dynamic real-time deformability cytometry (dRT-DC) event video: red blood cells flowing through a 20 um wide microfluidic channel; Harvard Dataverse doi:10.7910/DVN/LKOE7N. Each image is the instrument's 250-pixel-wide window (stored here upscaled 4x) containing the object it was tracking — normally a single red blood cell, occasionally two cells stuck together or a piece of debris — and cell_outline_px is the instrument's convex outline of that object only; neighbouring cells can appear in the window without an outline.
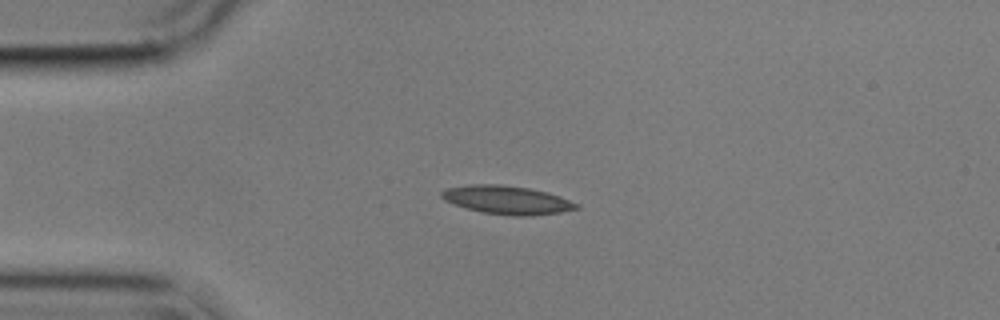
{"species": "common noctule bat (a hibernating species)", "species_latin": "Nyctalus noctula", "temperature_condition": "cold", "stored_images_in_passage": 54, "camera_frame_rate_fps": 3000, "um_per_image_px": 0.085, "animal": {"sex": "male", "body_mass_g": 17.9}, "frame": {"image": 1, "passage_image": 12, "time_ms": 3.667, "image_size_px": [1000, 320], "cell_outline_px": [[580, 208], [560, 212], [532, 216], [516, 216], [484, 212], [464, 208], [444, 200], [440, 196], [440, 192], [448, 188], [468, 184], [500, 184], [528, 188], [548, 192], [560, 196], [580, 204]], "centroid_in_image_um": [43.11, 16.99], "position_along_channel_um": 41.9, "area_um2": 22.43}}
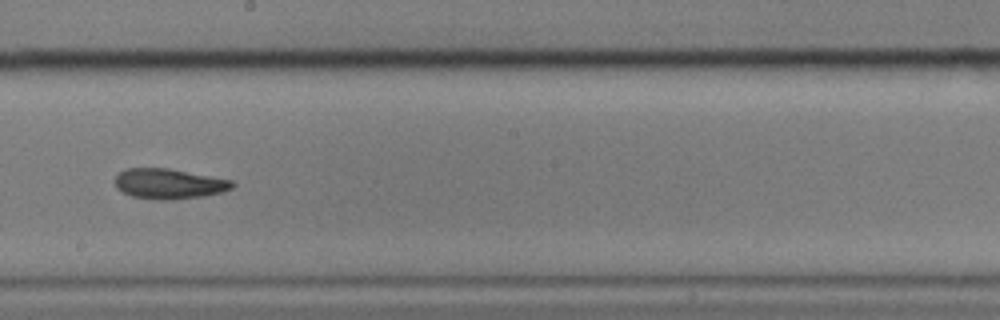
{"frame": {"image": 2, "passage_image": 30, "time_ms": 9.667, "image_size_px": [1000, 320], "cell_outline_px": [[236, 184], [232, 188], [220, 192], [204, 196], [172, 200], [156, 200], [132, 196], [116, 188], [116, 176], [124, 168], [168, 168], [232, 180]], "centroid_in_image_um": [14.36, 15.62], "position_along_channel_um": 233.8, "area_um2": 20.63}}
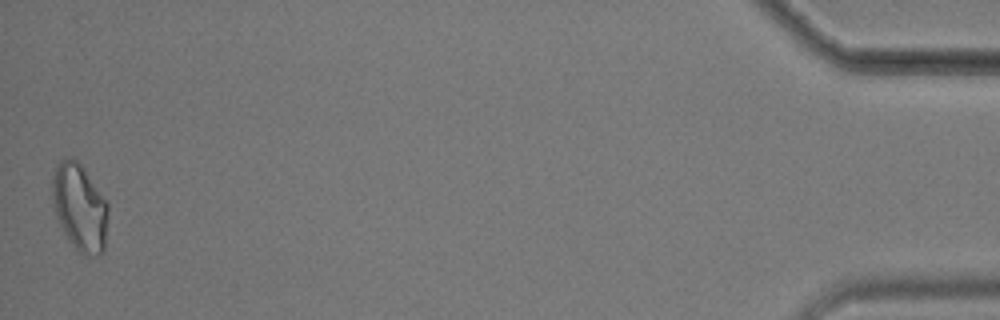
{"frame": {"image": 3, "passage_image": 54, "time_ms": 17.667, "image_size_px": [1000, 320], "cell_outline_px": [[108, 216], [104, 252], [100, 256], [96, 256], [80, 252], [76, 248], [64, 232], [56, 216], [52, 200], [52, 180], [56, 168], [60, 160], [64, 156], [72, 156], [84, 168], [108, 204]], "centroid_in_image_um": [6.78, 17.6], "position_along_channel_um": 428.4, "area_um2": 28.21}, "authors_computed_cell_mechanics": {"area_um2": 20.8658, "velocity_mm_per_s": 3.5686, "shape_relaxation_time_tau1_ms": 6.0174, "shape_relaxation_time_tau2_ms": 5.0873, "deformation_change_tau1": 0.1684, "deformation_change_tau2": 0.1279}}